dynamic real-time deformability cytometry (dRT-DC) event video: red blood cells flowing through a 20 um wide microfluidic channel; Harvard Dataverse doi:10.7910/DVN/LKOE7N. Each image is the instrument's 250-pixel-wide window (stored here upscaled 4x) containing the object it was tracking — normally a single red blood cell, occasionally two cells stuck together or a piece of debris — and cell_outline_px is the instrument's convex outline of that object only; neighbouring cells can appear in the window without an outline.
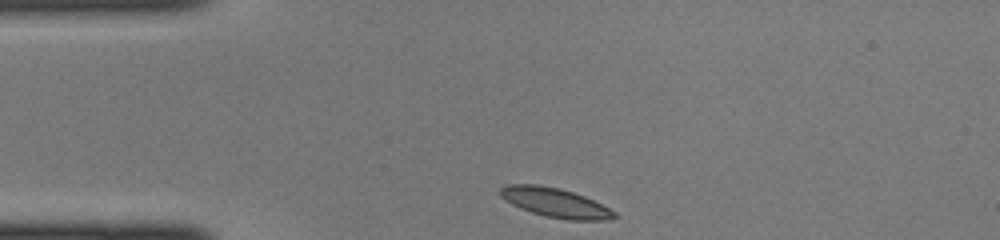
{"species": "common noctule bat (a hibernating species)", "species_latin": "Nyctalus noctula", "temperature_condition": "cold", "stored_images_in_passage": 29, "camera_frame_rate_fps": 3000, "um_per_image_px": 0.085, "animal": {"sex": "female", "body_mass_g": 22.0, "forearm_length_mm": 56.7}, "frame": {"image": 1, "passage_image": 1, "time_ms": 0.0, "image_size_px": [1000, 240], "cell_outline_px": [[616, 216], [608, 220], [568, 220], [544, 216], [520, 208], [512, 204], [500, 196], [500, 188], [504, 184], [536, 184], [560, 188], [584, 196], [616, 212]], "centroid_in_image_um": [47.16, 17.22], "position_along_channel_um": 37.8, "area_um2": 19.36}}
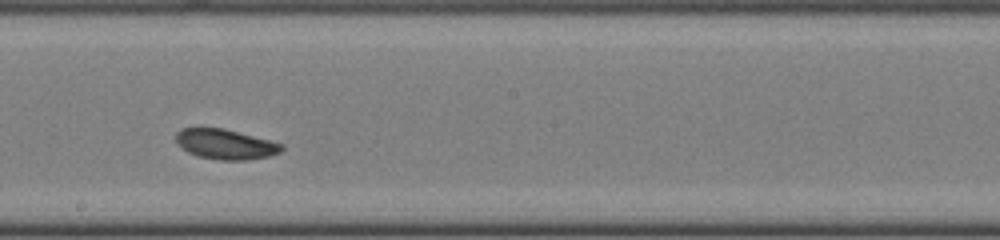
{"frame": {"image": 2, "passage_image": 16, "time_ms": 5.0, "image_size_px": [1000, 240], "cell_outline_px": [[284, 148], [280, 152], [268, 156], [248, 160], [220, 160], [196, 156], [180, 148], [176, 144], [176, 132], [180, 128], [224, 128], [284, 144]], "centroid_in_image_um": [19.13, 12.26], "position_along_channel_um": 229.1, "area_um2": 18.67}}
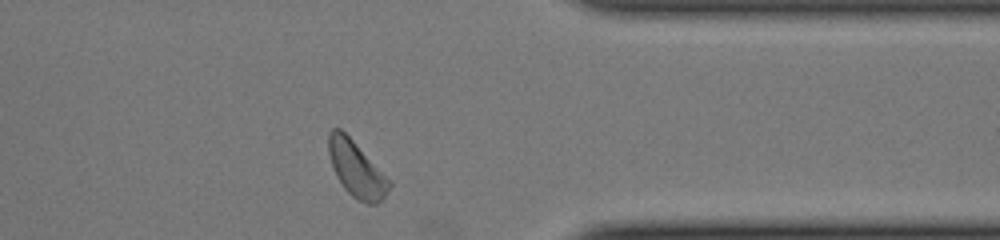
{"frame": {"image": 3, "passage_image": 27, "time_ms": 8.667, "image_size_px": [1000, 240], "cell_outline_px": [[392, 184], [384, 200], [376, 204], [368, 204], [356, 200], [344, 188], [336, 176], [328, 152], [328, 132], [332, 128], [340, 128], [392, 180]], "centroid_in_image_um": [30.33, 14.41], "position_along_channel_um": 381.1, "area_um2": 19.88}}